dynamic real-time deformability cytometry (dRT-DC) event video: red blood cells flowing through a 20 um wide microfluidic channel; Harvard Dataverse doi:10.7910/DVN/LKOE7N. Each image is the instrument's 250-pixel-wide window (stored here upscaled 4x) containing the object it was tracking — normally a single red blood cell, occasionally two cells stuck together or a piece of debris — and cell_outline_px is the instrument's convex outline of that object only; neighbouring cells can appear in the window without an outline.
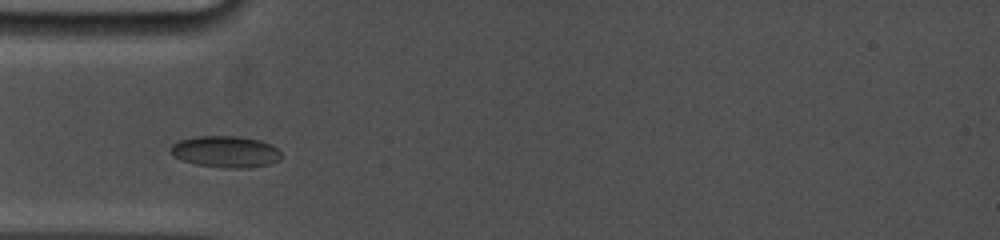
{"species": "common noctule bat (a hibernating species)", "species_latin": "Nyctalus noctula", "temperature_condition": "cold", "stored_images_in_passage": 11, "camera_frame_rate_fps": 5000, "um_per_image_px": 0.085, "animal": {"sex": "female", "body_mass_g": 19.0, "forearm_length_mm": 53.3}, "frame": {"image": 1, "passage_image": 3, "time_ms": 1.2, "image_size_px": [1000, 240], "cell_outline_px": [[280, 160], [268, 164], [248, 168], [232, 168], [196, 164], [172, 156], [168, 152], [168, 148], [172, 144], [180, 140], [196, 136], [236, 136], [260, 140], [272, 144], [280, 152]], "centroid_in_image_um": [19.14, 12.88], "position_along_channel_um": 65.9, "area_um2": 20.35}}
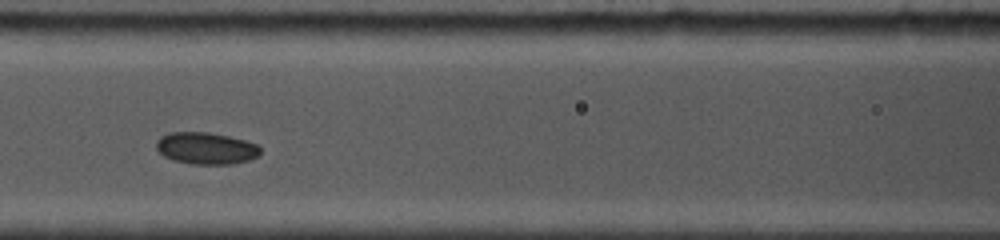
{"frame": {"image": 2, "passage_image": 6, "time_ms": 3.4, "image_size_px": [1000, 240], "cell_outline_px": [[260, 152], [256, 156], [248, 160], [232, 164], [192, 164], [172, 160], [164, 156], [156, 148], [156, 140], [160, 136], [168, 132], [208, 132], [228, 136], [244, 140], [256, 144], [260, 148]], "centroid_in_image_um": [17.47, 12.6], "position_along_channel_um": 149.1, "area_um2": 19.31}}
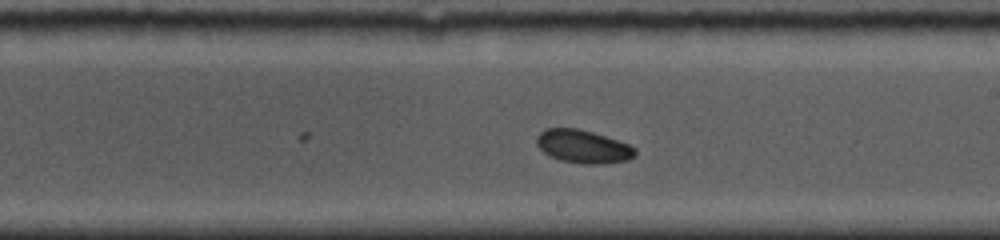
{"frame": {"image": 3, "passage_image": 11, "time_ms": 5.8, "image_size_px": [1000, 240], "cell_outline_px": [[636, 156], [628, 160], [604, 164], [584, 164], [560, 160], [548, 156], [536, 144], [536, 136], [540, 132], [548, 128], [580, 128], [628, 144], [636, 148]], "centroid_in_image_um": [49.56, 12.46], "position_along_channel_um": 239.4, "area_um2": 19.13}}